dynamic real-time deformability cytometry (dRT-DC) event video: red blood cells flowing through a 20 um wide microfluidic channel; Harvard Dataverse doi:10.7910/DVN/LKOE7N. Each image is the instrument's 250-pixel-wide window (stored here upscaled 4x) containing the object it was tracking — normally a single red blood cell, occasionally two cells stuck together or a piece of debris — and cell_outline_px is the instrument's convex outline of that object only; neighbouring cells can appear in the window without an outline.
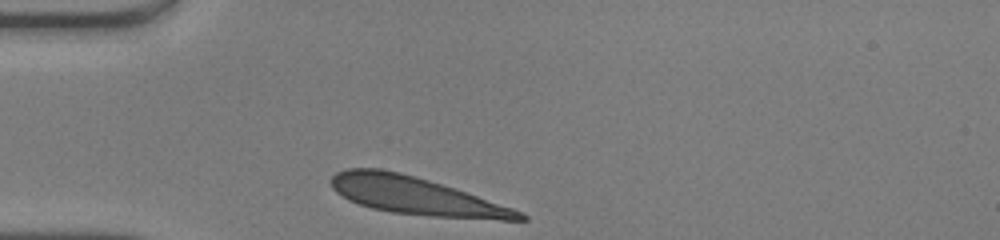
{"species": "human", "species_latin": "Homo sapiens", "temperature_condition": "warm", "stored_images_in_passage": 27, "camera_frame_rate_fps": 3000, "um_per_image_px": 0.085, "donor": {"sex": "male"}, "frame": {"image": 1, "passage_image": 1, "time_ms": 0.0, "image_size_px": [1000, 240], "cell_outline_px": [[528, 220], [500, 220], [432, 216], [392, 212], [372, 208], [348, 200], [336, 192], [332, 188], [328, 180], [336, 172], [348, 168], [380, 168], [400, 172], [428, 180], [512, 208], [528, 216]], "centroid_in_image_um": [35.27, 16.64], "position_along_channel_um": 49.7, "area_um2": 40.81}}
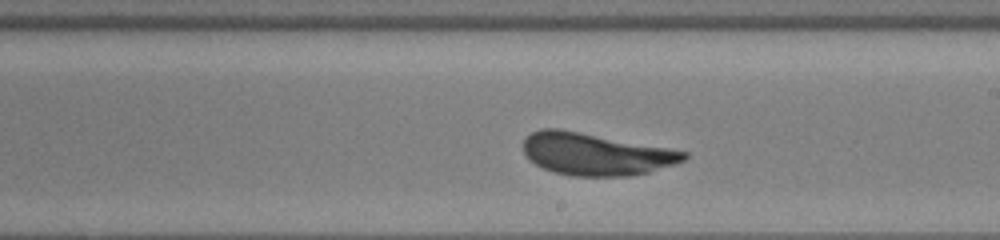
{"frame": {"image": 2, "passage_image": 16, "time_ms": 5.0, "image_size_px": [1000, 240], "cell_outline_px": [[688, 156], [684, 160], [676, 164], [648, 172], [628, 176], [572, 176], [552, 172], [528, 160], [524, 152], [524, 140], [532, 132], [540, 128], [560, 128], [668, 148], [688, 152]], "centroid_in_image_um": [50.61, 13.1], "position_along_channel_um": 238.4, "area_um2": 39.48}}
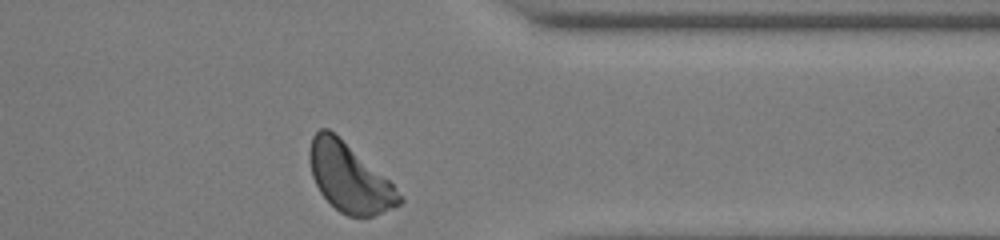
{"frame": {"image": 3, "passage_image": 27, "time_ms": 8.667, "image_size_px": [1000, 240], "cell_outline_px": [[404, 200], [400, 204], [392, 208], [372, 216], [348, 216], [340, 212], [320, 192], [312, 176], [308, 160], [308, 152], [312, 136], [320, 128], [328, 128], [388, 180], [404, 196]], "centroid_in_image_um": [29.67, 15.12], "position_along_channel_um": 381.7, "area_um2": 35.2}, "authors_computed_cell_mechanics": {"area_um2": 39.9976, "velocity_mm_per_s": 4.1229, "shape_relaxation_time_tau1_ms": 4.0969, "shape_relaxation_time_tau2_ms": null, "deformation_change_tau1": 0.1677, "deformation_change_tau2": null}}